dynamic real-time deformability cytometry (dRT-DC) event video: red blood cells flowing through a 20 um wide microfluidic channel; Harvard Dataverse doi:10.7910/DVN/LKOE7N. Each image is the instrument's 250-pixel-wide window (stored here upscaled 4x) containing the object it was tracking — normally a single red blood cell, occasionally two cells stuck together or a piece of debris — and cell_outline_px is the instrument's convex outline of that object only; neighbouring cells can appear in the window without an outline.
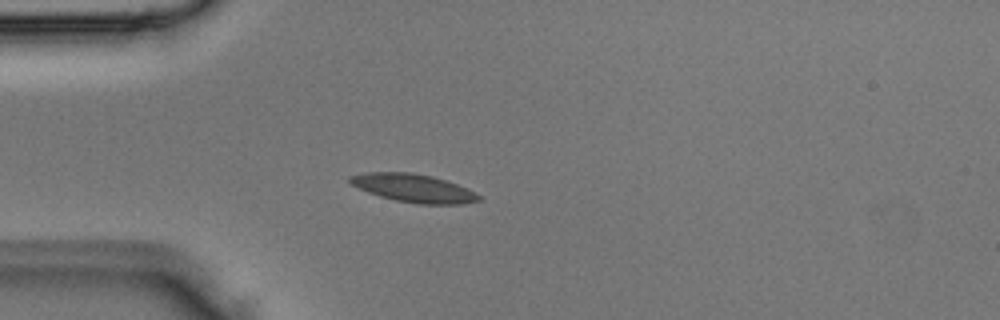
{"species": "Egyptian fruit bat (a non-hibernating species)", "species_latin": "Rousettus aegyptiacus", "temperature_condition": "room temperature", "stored_images_in_passage": 3, "camera_frame_rate_fps": 3000, "um_per_image_px": 0.085, "animal": {"sex": "male"}, "frame": {"image": 1, "passage_image": 3, "time_ms": 0.667, "image_size_px": [1000, 320], "cell_outline_px": [[480, 200], [464, 204], [416, 204], [396, 200], [380, 196], [368, 192], [352, 184], [348, 180], [348, 176], [364, 172], [412, 172], [432, 176], [468, 188], [476, 192], [480, 196]], "centroid_in_image_um": [35.16, 15.99], "position_along_channel_um": 49.8, "area_um2": 21.15}}